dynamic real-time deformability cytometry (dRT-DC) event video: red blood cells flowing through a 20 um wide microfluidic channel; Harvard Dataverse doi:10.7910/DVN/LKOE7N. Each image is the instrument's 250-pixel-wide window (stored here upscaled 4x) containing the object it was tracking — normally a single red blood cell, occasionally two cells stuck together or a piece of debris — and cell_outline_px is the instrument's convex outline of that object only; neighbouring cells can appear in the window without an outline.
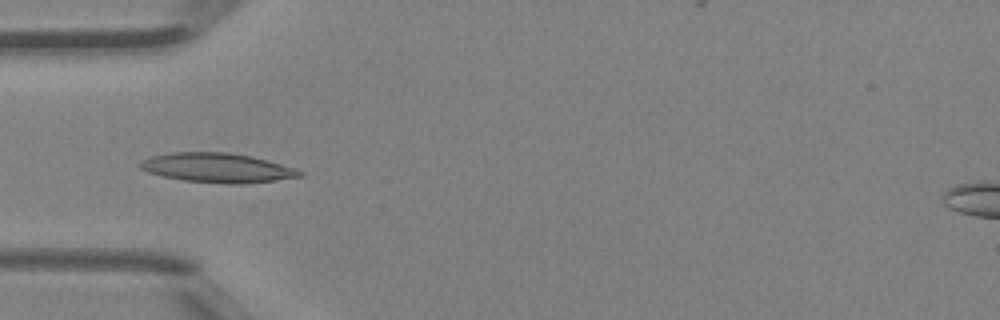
{"species": "Egyptian fruit bat (a non-hibernating species)", "species_latin": "Rousettus aegyptiacus", "temperature_condition": "room temperature", "stored_images_in_passage": 5, "camera_frame_rate_fps": 3000, "um_per_image_px": 0.085, "animal": {"sex": "female"}, "frame": {"image": 1, "passage_image": 4, "time_ms": 1.0, "image_size_px": [1000, 320], "cell_outline_px": [[304, 176], [276, 180], [240, 184], [228, 184], [184, 180], [164, 176], [148, 172], [140, 168], [140, 164], [144, 160], [152, 156], [172, 152], [228, 152], [252, 156], [268, 160], [296, 168], [304, 172]], "centroid_in_image_um": [18.54, 14.26], "position_along_channel_um": 66.5, "area_um2": 27.28}}
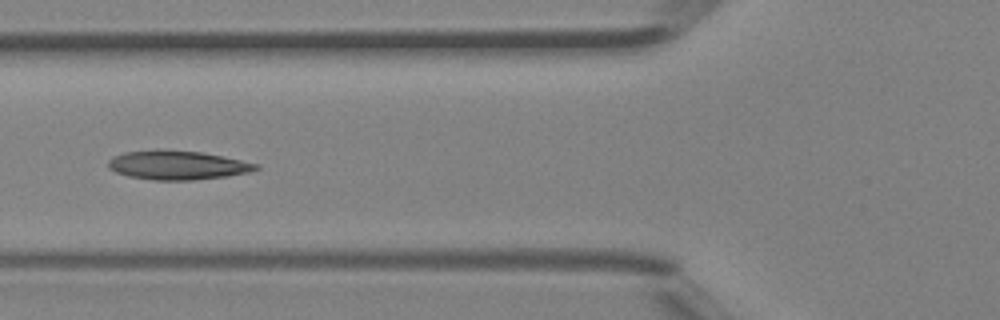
{"frame": {"image": 2, "passage_image": 5, "time_ms": 1.333, "image_size_px": [1000, 320], "cell_outline_px": [[260, 168], [248, 172], [228, 176], [192, 180], [152, 180], [128, 176], [116, 172], [108, 168], [108, 160], [112, 156], [124, 152], [164, 148], [200, 152], [224, 156], [260, 164]], "centroid_in_image_um": [15.07, 14.02], "position_along_channel_um": 110.7, "area_um2": 25.37}}